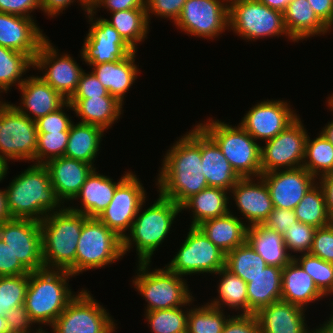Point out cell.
Masks as SVG:
<instances>
[{"instance_id": "cell-1", "label": "cell", "mask_w": 333, "mask_h": 333, "mask_svg": "<svg viewBox=\"0 0 333 333\" xmlns=\"http://www.w3.org/2000/svg\"><path fill=\"white\" fill-rule=\"evenodd\" d=\"M180 137L165 153L156 179L158 193L179 206L208 187L201 172V127L193 125Z\"/></svg>"}, {"instance_id": "cell-2", "label": "cell", "mask_w": 333, "mask_h": 333, "mask_svg": "<svg viewBox=\"0 0 333 333\" xmlns=\"http://www.w3.org/2000/svg\"><path fill=\"white\" fill-rule=\"evenodd\" d=\"M7 206L12 218L42 221L49 213L59 211L64 204L52 187L44 164H32L5 188Z\"/></svg>"}, {"instance_id": "cell-3", "label": "cell", "mask_w": 333, "mask_h": 333, "mask_svg": "<svg viewBox=\"0 0 333 333\" xmlns=\"http://www.w3.org/2000/svg\"><path fill=\"white\" fill-rule=\"evenodd\" d=\"M87 218L64 206L40 221L45 269L67 270L75 277L77 243Z\"/></svg>"}, {"instance_id": "cell-4", "label": "cell", "mask_w": 333, "mask_h": 333, "mask_svg": "<svg viewBox=\"0 0 333 333\" xmlns=\"http://www.w3.org/2000/svg\"><path fill=\"white\" fill-rule=\"evenodd\" d=\"M73 275L67 270L41 269L29 273L25 306L31 321L52 326L64 311L70 300L77 294L68 284ZM69 286V287H68Z\"/></svg>"}, {"instance_id": "cell-5", "label": "cell", "mask_w": 333, "mask_h": 333, "mask_svg": "<svg viewBox=\"0 0 333 333\" xmlns=\"http://www.w3.org/2000/svg\"><path fill=\"white\" fill-rule=\"evenodd\" d=\"M158 195L145 211L142 207L146 201L141 204L128 235L122 239L123 254L126 255L135 246L138 263L152 262L154 252L168 237V233L171 234V226L177 215L182 212L181 206L171 199Z\"/></svg>"}, {"instance_id": "cell-6", "label": "cell", "mask_w": 333, "mask_h": 333, "mask_svg": "<svg viewBox=\"0 0 333 333\" xmlns=\"http://www.w3.org/2000/svg\"><path fill=\"white\" fill-rule=\"evenodd\" d=\"M209 120V121H208ZM210 118L197 123L220 147L224 157L240 178L259 177L261 145L240 125Z\"/></svg>"}, {"instance_id": "cell-7", "label": "cell", "mask_w": 333, "mask_h": 333, "mask_svg": "<svg viewBox=\"0 0 333 333\" xmlns=\"http://www.w3.org/2000/svg\"><path fill=\"white\" fill-rule=\"evenodd\" d=\"M132 285L147 302L145 312L182 307L193 298L183 276L163 268L150 269V262L137 264Z\"/></svg>"}, {"instance_id": "cell-8", "label": "cell", "mask_w": 333, "mask_h": 333, "mask_svg": "<svg viewBox=\"0 0 333 333\" xmlns=\"http://www.w3.org/2000/svg\"><path fill=\"white\" fill-rule=\"evenodd\" d=\"M123 256L122 238L98 218L84 221L76 249L75 276L111 265Z\"/></svg>"}, {"instance_id": "cell-9", "label": "cell", "mask_w": 333, "mask_h": 333, "mask_svg": "<svg viewBox=\"0 0 333 333\" xmlns=\"http://www.w3.org/2000/svg\"><path fill=\"white\" fill-rule=\"evenodd\" d=\"M229 31L245 41L267 37H286L283 13L269 8L257 0H235L229 3ZM284 35V36H283Z\"/></svg>"}, {"instance_id": "cell-10", "label": "cell", "mask_w": 333, "mask_h": 333, "mask_svg": "<svg viewBox=\"0 0 333 333\" xmlns=\"http://www.w3.org/2000/svg\"><path fill=\"white\" fill-rule=\"evenodd\" d=\"M55 320L52 333H114L116 320L86 288L77 292Z\"/></svg>"}, {"instance_id": "cell-11", "label": "cell", "mask_w": 333, "mask_h": 333, "mask_svg": "<svg viewBox=\"0 0 333 333\" xmlns=\"http://www.w3.org/2000/svg\"><path fill=\"white\" fill-rule=\"evenodd\" d=\"M187 237L165 266L179 276L215 274L225 268L226 254L197 227L190 226Z\"/></svg>"}, {"instance_id": "cell-12", "label": "cell", "mask_w": 333, "mask_h": 333, "mask_svg": "<svg viewBox=\"0 0 333 333\" xmlns=\"http://www.w3.org/2000/svg\"><path fill=\"white\" fill-rule=\"evenodd\" d=\"M38 132L36 123L10 102L0 111V159L35 164Z\"/></svg>"}, {"instance_id": "cell-13", "label": "cell", "mask_w": 333, "mask_h": 333, "mask_svg": "<svg viewBox=\"0 0 333 333\" xmlns=\"http://www.w3.org/2000/svg\"><path fill=\"white\" fill-rule=\"evenodd\" d=\"M298 116L273 139L261 146L262 174L302 167L308 133Z\"/></svg>"}, {"instance_id": "cell-14", "label": "cell", "mask_w": 333, "mask_h": 333, "mask_svg": "<svg viewBox=\"0 0 333 333\" xmlns=\"http://www.w3.org/2000/svg\"><path fill=\"white\" fill-rule=\"evenodd\" d=\"M228 16L229 3L226 0H187L174 25L191 37L208 40L229 30Z\"/></svg>"}, {"instance_id": "cell-15", "label": "cell", "mask_w": 333, "mask_h": 333, "mask_svg": "<svg viewBox=\"0 0 333 333\" xmlns=\"http://www.w3.org/2000/svg\"><path fill=\"white\" fill-rule=\"evenodd\" d=\"M85 17H88L91 26L83 40L80 55L87 65L114 62L135 52L103 17L94 16L91 10Z\"/></svg>"}, {"instance_id": "cell-16", "label": "cell", "mask_w": 333, "mask_h": 333, "mask_svg": "<svg viewBox=\"0 0 333 333\" xmlns=\"http://www.w3.org/2000/svg\"><path fill=\"white\" fill-rule=\"evenodd\" d=\"M52 44L48 38L42 43L33 60V68L42 71L43 76L40 77L68 100L76 91L85 70L70 54H59Z\"/></svg>"}, {"instance_id": "cell-17", "label": "cell", "mask_w": 333, "mask_h": 333, "mask_svg": "<svg viewBox=\"0 0 333 333\" xmlns=\"http://www.w3.org/2000/svg\"><path fill=\"white\" fill-rule=\"evenodd\" d=\"M131 172L117 187L113 199L97 217L120 238L129 232L147 193L140 179Z\"/></svg>"}, {"instance_id": "cell-18", "label": "cell", "mask_w": 333, "mask_h": 333, "mask_svg": "<svg viewBox=\"0 0 333 333\" xmlns=\"http://www.w3.org/2000/svg\"><path fill=\"white\" fill-rule=\"evenodd\" d=\"M0 239L30 272L44 269L39 221L19 218L4 221L0 224Z\"/></svg>"}, {"instance_id": "cell-19", "label": "cell", "mask_w": 333, "mask_h": 333, "mask_svg": "<svg viewBox=\"0 0 333 333\" xmlns=\"http://www.w3.org/2000/svg\"><path fill=\"white\" fill-rule=\"evenodd\" d=\"M291 107L285 100L266 99L252 106L239 124L256 141H268L300 116Z\"/></svg>"}, {"instance_id": "cell-20", "label": "cell", "mask_w": 333, "mask_h": 333, "mask_svg": "<svg viewBox=\"0 0 333 333\" xmlns=\"http://www.w3.org/2000/svg\"><path fill=\"white\" fill-rule=\"evenodd\" d=\"M268 188L274 208L294 210L318 181L304 167L275 170L260 175Z\"/></svg>"}, {"instance_id": "cell-21", "label": "cell", "mask_w": 333, "mask_h": 333, "mask_svg": "<svg viewBox=\"0 0 333 333\" xmlns=\"http://www.w3.org/2000/svg\"><path fill=\"white\" fill-rule=\"evenodd\" d=\"M240 178L229 191L244 216L247 226L263 224L274 207L264 179L259 176ZM256 181V182H255Z\"/></svg>"}, {"instance_id": "cell-22", "label": "cell", "mask_w": 333, "mask_h": 333, "mask_svg": "<svg viewBox=\"0 0 333 333\" xmlns=\"http://www.w3.org/2000/svg\"><path fill=\"white\" fill-rule=\"evenodd\" d=\"M47 38L34 18L0 12V46L25 53L34 60Z\"/></svg>"}, {"instance_id": "cell-23", "label": "cell", "mask_w": 333, "mask_h": 333, "mask_svg": "<svg viewBox=\"0 0 333 333\" xmlns=\"http://www.w3.org/2000/svg\"><path fill=\"white\" fill-rule=\"evenodd\" d=\"M44 166L49 172L57 197L64 205L76 197L87 177L96 168L91 164L65 156L51 159Z\"/></svg>"}, {"instance_id": "cell-24", "label": "cell", "mask_w": 333, "mask_h": 333, "mask_svg": "<svg viewBox=\"0 0 333 333\" xmlns=\"http://www.w3.org/2000/svg\"><path fill=\"white\" fill-rule=\"evenodd\" d=\"M18 89L22 93L21 105H12L34 121L56 111L67 101L38 75L27 76Z\"/></svg>"}, {"instance_id": "cell-25", "label": "cell", "mask_w": 333, "mask_h": 333, "mask_svg": "<svg viewBox=\"0 0 333 333\" xmlns=\"http://www.w3.org/2000/svg\"><path fill=\"white\" fill-rule=\"evenodd\" d=\"M306 309L296 304L277 301L256 313L260 333H313L307 327Z\"/></svg>"}, {"instance_id": "cell-26", "label": "cell", "mask_w": 333, "mask_h": 333, "mask_svg": "<svg viewBox=\"0 0 333 333\" xmlns=\"http://www.w3.org/2000/svg\"><path fill=\"white\" fill-rule=\"evenodd\" d=\"M95 168L87 177L85 183L80 189V192L72 200L80 199L79 206H71L69 208L73 211L86 215L88 218H97L113 199L116 187L131 173L125 171L124 175L117 180L113 181L109 176H105L96 171Z\"/></svg>"}, {"instance_id": "cell-27", "label": "cell", "mask_w": 333, "mask_h": 333, "mask_svg": "<svg viewBox=\"0 0 333 333\" xmlns=\"http://www.w3.org/2000/svg\"><path fill=\"white\" fill-rule=\"evenodd\" d=\"M137 51L128 55L125 59L103 64H89L91 72L98 78L111 96L124 104L125 94L137 80L141 72L136 65Z\"/></svg>"}, {"instance_id": "cell-28", "label": "cell", "mask_w": 333, "mask_h": 333, "mask_svg": "<svg viewBox=\"0 0 333 333\" xmlns=\"http://www.w3.org/2000/svg\"><path fill=\"white\" fill-rule=\"evenodd\" d=\"M201 172L208 187H219L230 191L240 177L232 169L217 143L201 128Z\"/></svg>"}, {"instance_id": "cell-29", "label": "cell", "mask_w": 333, "mask_h": 333, "mask_svg": "<svg viewBox=\"0 0 333 333\" xmlns=\"http://www.w3.org/2000/svg\"><path fill=\"white\" fill-rule=\"evenodd\" d=\"M281 281V300L306 310L311 302L326 297L294 259L283 268Z\"/></svg>"}, {"instance_id": "cell-30", "label": "cell", "mask_w": 333, "mask_h": 333, "mask_svg": "<svg viewBox=\"0 0 333 333\" xmlns=\"http://www.w3.org/2000/svg\"><path fill=\"white\" fill-rule=\"evenodd\" d=\"M75 116L81 118L83 124L101 127L104 131L111 128L123 114V104L114 96L91 98H69Z\"/></svg>"}, {"instance_id": "cell-31", "label": "cell", "mask_w": 333, "mask_h": 333, "mask_svg": "<svg viewBox=\"0 0 333 333\" xmlns=\"http://www.w3.org/2000/svg\"><path fill=\"white\" fill-rule=\"evenodd\" d=\"M283 16L286 31L294 43L331 31L317 17L308 0H291Z\"/></svg>"}, {"instance_id": "cell-32", "label": "cell", "mask_w": 333, "mask_h": 333, "mask_svg": "<svg viewBox=\"0 0 333 333\" xmlns=\"http://www.w3.org/2000/svg\"><path fill=\"white\" fill-rule=\"evenodd\" d=\"M246 242L264 259L267 265L284 268L294 259L290 254L283 235L263 224L248 226Z\"/></svg>"}, {"instance_id": "cell-33", "label": "cell", "mask_w": 333, "mask_h": 333, "mask_svg": "<svg viewBox=\"0 0 333 333\" xmlns=\"http://www.w3.org/2000/svg\"><path fill=\"white\" fill-rule=\"evenodd\" d=\"M197 227L225 254L246 242L247 224L233 212L201 222Z\"/></svg>"}, {"instance_id": "cell-34", "label": "cell", "mask_w": 333, "mask_h": 333, "mask_svg": "<svg viewBox=\"0 0 333 333\" xmlns=\"http://www.w3.org/2000/svg\"><path fill=\"white\" fill-rule=\"evenodd\" d=\"M229 191L219 187H207L197 194L192 195L182 205L181 211L191 210L190 226H197L201 222L221 217L230 212L228 206L231 197Z\"/></svg>"}, {"instance_id": "cell-35", "label": "cell", "mask_w": 333, "mask_h": 333, "mask_svg": "<svg viewBox=\"0 0 333 333\" xmlns=\"http://www.w3.org/2000/svg\"><path fill=\"white\" fill-rule=\"evenodd\" d=\"M103 136L104 130L99 126L73 122L64 156L94 166Z\"/></svg>"}, {"instance_id": "cell-36", "label": "cell", "mask_w": 333, "mask_h": 333, "mask_svg": "<svg viewBox=\"0 0 333 333\" xmlns=\"http://www.w3.org/2000/svg\"><path fill=\"white\" fill-rule=\"evenodd\" d=\"M282 270L267 265L247 283L248 309L255 314L260 308L281 300Z\"/></svg>"}, {"instance_id": "cell-37", "label": "cell", "mask_w": 333, "mask_h": 333, "mask_svg": "<svg viewBox=\"0 0 333 333\" xmlns=\"http://www.w3.org/2000/svg\"><path fill=\"white\" fill-rule=\"evenodd\" d=\"M214 275L220 276L217 286V295L208 302V305L224 309L228 307L237 312V315H252L248 309L247 283L237 275L232 274L226 268H222ZM224 307V308H223Z\"/></svg>"}, {"instance_id": "cell-38", "label": "cell", "mask_w": 333, "mask_h": 333, "mask_svg": "<svg viewBox=\"0 0 333 333\" xmlns=\"http://www.w3.org/2000/svg\"><path fill=\"white\" fill-rule=\"evenodd\" d=\"M112 25L125 42L137 51L138 43H142L149 33L146 9H128L111 13V18H104Z\"/></svg>"}, {"instance_id": "cell-39", "label": "cell", "mask_w": 333, "mask_h": 333, "mask_svg": "<svg viewBox=\"0 0 333 333\" xmlns=\"http://www.w3.org/2000/svg\"><path fill=\"white\" fill-rule=\"evenodd\" d=\"M299 222L322 228L332 223L323 187L317 181L294 208Z\"/></svg>"}, {"instance_id": "cell-40", "label": "cell", "mask_w": 333, "mask_h": 333, "mask_svg": "<svg viewBox=\"0 0 333 333\" xmlns=\"http://www.w3.org/2000/svg\"><path fill=\"white\" fill-rule=\"evenodd\" d=\"M31 68L33 60L27 54L0 46V88L5 93L12 89V86L19 87L26 79L24 75Z\"/></svg>"}, {"instance_id": "cell-41", "label": "cell", "mask_w": 333, "mask_h": 333, "mask_svg": "<svg viewBox=\"0 0 333 333\" xmlns=\"http://www.w3.org/2000/svg\"><path fill=\"white\" fill-rule=\"evenodd\" d=\"M266 266L264 259L247 242L226 254L225 268L246 283L260 274Z\"/></svg>"}, {"instance_id": "cell-42", "label": "cell", "mask_w": 333, "mask_h": 333, "mask_svg": "<svg viewBox=\"0 0 333 333\" xmlns=\"http://www.w3.org/2000/svg\"><path fill=\"white\" fill-rule=\"evenodd\" d=\"M302 167L316 179L333 172V145L321 132L312 140L308 135Z\"/></svg>"}, {"instance_id": "cell-43", "label": "cell", "mask_w": 333, "mask_h": 333, "mask_svg": "<svg viewBox=\"0 0 333 333\" xmlns=\"http://www.w3.org/2000/svg\"><path fill=\"white\" fill-rule=\"evenodd\" d=\"M193 297L185 306L144 312L151 333H186L189 308ZM183 308H186L183 310Z\"/></svg>"}, {"instance_id": "cell-44", "label": "cell", "mask_w": 333, "mask_h": 333, "mask_svg": "<svg viewBox=\"0 0 333 333\" xmlns=\"http://www.w3.org/2000/svg\"><path fill=\"white\" fill-rule=\"evenodd\" d=\"M225 309L208 305L189 309L186 333H222L227 320L231 317L225 314Z\"/></svg>"}, {"instance_id": "cell-45", "label": "cell", "mask_w": 333, "mask_h": 333, "mask_svg": "<svg viewBox=\"0 0 333 333\" xmlns=\"http://www.w3.org/2000/svg\"><path fill=\"white\" fill-rule=\"evenodd\" d=\"M294 260L311 276L318 289L326 297L333 295V263L309 253L295 254Z\"/></svg>"}, {"instance_id": "cell-46", "label": "cell", "mask_w": 333, "mask_h": 333, "mask_svg": "<svg viewBox=\"0 0 333 333\" xmlns=\"http://www.w3.org/2000/svg\"><path fill=\"white\" fill-rule=\"evenodd\" d=\"M29 274L0 277V309L5 314L25 304Z\"/></svg>"}, {"instance_id": "cell-47", "label": "cell", "mask_w": 333, "mask_h": 333, "mask_svg": "<svg viewBox=\"0 0 333 333\" xmlns=\"http://www.w3.org/2000/svg\"><path fill=\"white\" fill-rule=\"evenodd\" d=\"M69 131L38 133L35 164H45L47 161L64 156Z\"/></svg>"}, {"instance_id": "cell-48", "label": "cell", "mask_w": 333, "mask_h": 333, "mask_svg": "<svg viewBox=\"0 0 333 333\" xmlns=\"http://www.w3.org/2000/svg\"><path fill=\"white\" fill-rule=\"evenodd\" d=\"M316 229L309 224L293 222V225L283 235L289 253H309Z\"/></svg>"}, {"instance_id": "cell-49", "label": "cell", "mask_w": 333, "mask_h": 333, "mask_svg": "<svg viewBox=\"0 0 333 333\" xmlns=\"http://www.w3.org/2000/svg\"><path fill=\"white\" fill-rule=\"evenodd\" d=\"M67 111L70 109L73 111L72 105L66 101L59 109L54 112L47 114L46 116L38 118L36 123V128L38 133H50V132H62L69 131L71 124L74 122L67 113H65V109Z\"/></svg>"}, {"instance_id": "cell-50", "label": "cell", "mask_w": 333, "mask_h": 333, "mask_svg": "<svg viewBox=\"0 0 333 333\" xmlns=\"http://www.w3.org/2000/svg\"><path fill=\"white\" fill-rule=\"evenodd\" d=\"M186 1L187 0H145L148 23L151 21L150 19L153 14L163 19L169 18L168 20H172V23H175Z\"/></svg>"}, {"instance_id": "cell-51", "label": "cell", "mask_w": 333, "mask_h": 333, "mask_svg": "<svg viewBox=\"0 0 333 333\" xmlns=\"http://www.w3.org/2000/svg\"><path fill=\"white\" fill-rule=\"evenodd\" d=\"M309 254L333 263V224L317 228Z\"/></svg>"}, {"instance_id": "cell-52", "label": "cell", "mask_w": 333, "mask_h": 333, "mask_svg": "<svg viewBox=\"0 0 333 333\" xmlns=\"http://www.w3.org/2000/svg\"><path fill=\"white\" fill-rule=\"evenodd\" d=\"M100 96H111L92 72H83L76 91L70 98H91Z\"/></svg>"}, {"instance_id": "cell-53", "label": "cell", "mask_w": 333, "mask_h": 333, "mask_svg": "<svg viewBox=\"0 0 333 333\" xmlns=\"http://www.w3.org/2000/svg\"><path fill=\"white\" fill-rule=\"evenodd\" d=\"M29 273L30 271L14 256L9 246L0 239V277Z\"/></svg>"}, {"instance_id": "cell-54", "label": "cell", "mask_w": 333, "mask_h": 333, "mask_svg": "<svg viewBox=\"0 0 333 333\" xmlns=\"http://www.w3.org/2000/svg\"><path fill=\"white\" fill-rule=\"evenodd\" d=\"M4 317L12 333H42L39 327L35 331L31 329L35 324L31 321L25 305L10 309Z\"/></svg>"}, {"instance_id": "cell-55", "label": "cell", "mask_w": 333, "mask_h": 333, "mask_svg": "<svg viewBox=\"0 0 333 333\" xmlns=\"http://www.w3.org/2000/svg\"><path fill=\"white\" fill-rule=\"evenodd\" d=\"M293 222H298L294 210L274 208L268 215V218L264 221L263 225L284 235L289 227L293 225Z\"/></svg>"}, {"instance_id": "cell-56", "label": "cell", "mask_w": 333, "mask_h": 333, "mask_svg": "<svg viewBox=\"0 0 333 333\" xmlns=\"http://www.w3.org/2000/svg\"><path fill=\"white\" fill-rule=\"evenodd\" d=\"M222 333H260L257 317L255 314L231 315Z\"/></svg>"}, {"instance_id": "cell-57", "label": "cell", "mask_w": 333, "mask_h": 333, "mask_svg": "<svg viewBox=\"0 0 333 333\" xmlns=\"http://www.w3.org/2000/svg\"><path fill=\"white\" fill-rule=\"evenodd\" d=\"M40 10V0H0V12L33 18L31 13Z\"/></svg>"}, {"instance_id": "cell-58", "label": "cell", "mask_w": 333, "mask_h": 333, "mask_svg": "<svg viewBox=\"0 0 333 333\" xmlns=\"http://www.w3.org/2000/svg\"><path fill=\"white\" fill-rule=\"evenodd\" d=\"M101 7L110 13L128 9H146L145 0H96L90 10L96 15L97 8Z\"/></svg>"}, {"instance_id": "cell-59", "label": "cell", "mask_w": 333, "mask_h": 333, "mask_svg": "<svg viewBox=\"0 0 333 333\" xmlns=\"http://www.w3.org/2000/svg\"><path fill=\"white\" fill-rule=\"evenodd\" d=\"M76 0H40V10L43 11L47 16L54 18L57 17L63 11L68 8L71 3L72 5ZM82 10L87 14L90 11V6L84 0H77Z\"/></svg>"}, {"instance_id": "cell-60", "label": "cell", "mask_w": 333, "mask_h": 333, "mask_svg": "<svg viewBox=\"0 0 333 333\" xmlns=\"http://www.w3.org/2000/svg\"><path fill=\"white\" fill-rule=\"evenodd\" d=\"M317 17L331 30L333 28V0H308Z\"/></svg>"}, {"instance_id": "cell-61", "label": "cell", "mask_w": 333, "mask_h": 333, "mask_svg": "<svg viewBox=\"0 0 333 333\" xmlns=\"http://www.w3.org/2000/svg\"><path fill=\"white\" fill-rule=\"evenodd\" d=\"M323 187L326 199V206L331 219H333V172L328 173L318 179Z\"/></svg>"}, {"instance_id": "cell-62", "label": "cell", "mask_w": 333, "mask_h": 333, "mask_svg": "<svg viewBox=\"0 0 333 333\" xmlns=\"http://www.w3.org/2000/svg\"><path fill=\"white\" fill-rule=\"evenodd\" d=\"M12 217L7 206L6 190L0 188V224L10 220Z\"/></svg>"}, {"instance_id": "cell-63", "label": "cell", "mask_w": 333, "mask_h": 333, "mask_svg": "<svg viewBox=\"0 0 333 333\" xmlns=\"http://www.w3.org/2000/svg\"><path fill=\"white\" fill-rule=\"evenodd\" d=\"M257 1L263 3L264 5L268 6L271 9L284 13L288 6V3L291 0H257Z\"/></svg>"}, {"instance_id": "cell-64", "label": "cell", "mask_w": 333, "mask_h": 333, "mask_svg": "<svg viewBox=\"0 0 333 333\" xmlns=\"http://www.w3.org/2000/svg\"><path fill=\"white\" fill-rule=\"evenodd\" d=\"M331 306L333 308V301L331 303ZM329 319L323 324H320L321 326H318L313 330V333H333V309L331 311Z\"/></svg>"}, {"instance_id": "cell-65", "label": "cell", "mask_w": 333, "mask_h": 333, "mask_svg": "<svg viewBox=\"0 0 333 333\" xmlns=\"http://www.w3.org/2000/svg\"><path fill=\"white\" fill-rule=\"evenodd\" d=\"M326 139L333 145V120L331 122H328L323 128L322 131L320 130Z\"/></svg>"}, {"instance_id": "cell-66", "label": "cell", "mask_w": 333, "mask_h": 333, "mask_svg": "<svg viewBox=\"0 0 333 333\" xmlns=\"http://www.w3.org/2000/svg\"><path fill=\"white\" fill-rule=\"evenodd\" d=\"M0 333H12L4 315H0Z\"/></svg>"}, {"instance_id": "cell-67", "label": "cell", "mask_w": 333, "mask_h": 333, "mask_svg": "<svg viewBox=\"0 0 333 333\" xmlns=\"http://www.w3.org/2000/svg\"><path fill=\"white\" fill-rule=\"evenodd\" d=\"M8 169V164L4 160L0 159V182L7 176Z\"/></svg>"}, {"instance_id": "cell-68", "label": "cell", "mask_w": 333, "mask_h": 333, "mask_svg": "<svg viewBox=\"0 0 333 333\" xmlns=\"http://www.w3.org/2000/svg\"><path fill=\"white\" fill-rule=\"evenodd\" d=\"M326 103L328 104L327 107H329L330 112L331 111L333 112V93H332L331 96H329L327 98V102Z\"/></svg>"}, {"instance_id": "cell-69", "label": "cell", "mask_w": 333, "mask_h": 333, "mask_svg": "<svg viewBox=\"0 0 333 333\" xmlns=\"http://www.w3.org/2000/svg\"><path fill=\"white\" fill-rule=\"evenodd\" d=\"M4 91L0 88V95L1 93H3ZM1 99V97H0ZM9 102L3 101L2 99L0 100V111L8 104Z\"/></svg>"}, {"instance_id": "cell-70", "label": "cell", "mask_w": 333, "mask_h": 333, "mask_svg": "<svg viewBox=\"0 0 333 333\" xmlns=\"http://www.w3.org/2000/svg\"><path fill=\"white\" fill-rule=\"evenodd\" d=\"M84 1L91 7L96 0H84Z\"/></svg>"}, {"instance_id": "cell-71", "label": "cell", "mask_w": 333, "mask_h": 333, "mask_svg": "<svg viewBox=\"0 0 333 333\" xmlns=\"http://www.w3.org/2000/svg\"><path fill=\"white\" fill-rule=\"evenodd\" d=\"M228 3H231L232 1H235V0H226Z\"/></svg>"}, {"instance_id": "cell-72", "label": "cell", "mask_w": 333, "mask_h": 333, "mask_svg": "<svg viewBox=\"0 0 333 333\" xmlns=\"http://www.w3.org/2000/svg\"><path fill=\"white\" fill-rule=\"evenodd\" d=\"M0 315H4V313L2 312V309H0Z\"/></svg>"}]
</instances>
